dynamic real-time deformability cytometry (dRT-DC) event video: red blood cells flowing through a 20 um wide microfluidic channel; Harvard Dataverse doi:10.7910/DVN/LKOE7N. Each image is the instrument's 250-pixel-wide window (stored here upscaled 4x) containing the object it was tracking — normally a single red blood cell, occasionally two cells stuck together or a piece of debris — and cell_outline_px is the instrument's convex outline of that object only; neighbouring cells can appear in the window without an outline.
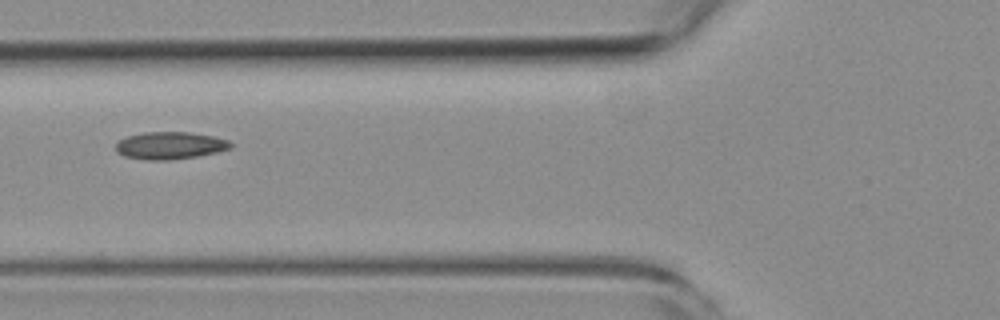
{"species": "common noctule bat (a hibernating species)", "species_latin": "Nyctalus noctula", "temperature_condition": "room temperature", "stored_images_in_passage": 9, "camera_frame_rate_fps": 3000, "um_per_image_px": 0.085, "animal": {"sex": "female", "body_mass_g": 19.3, "forearm_length_mm": 54.1}, "frame": {"image": 1, "passage_image": 7, "time_ms": 8.0, "image_size_px": [1000, 320], "cell_outline_px": [[232, 148], [216, 152], [196, 156], [172, 160], [144, 160], [124, 156], [116, 152], [116, 144], [120, 140], [128, 136], [144, 132], [188, 132], [212, 136], [228, 140], [232, 144]], "centroid_in_image_um": [14.43, 12.37], "position_along_channel_um": 111.4, "area_um2": 18.26}}
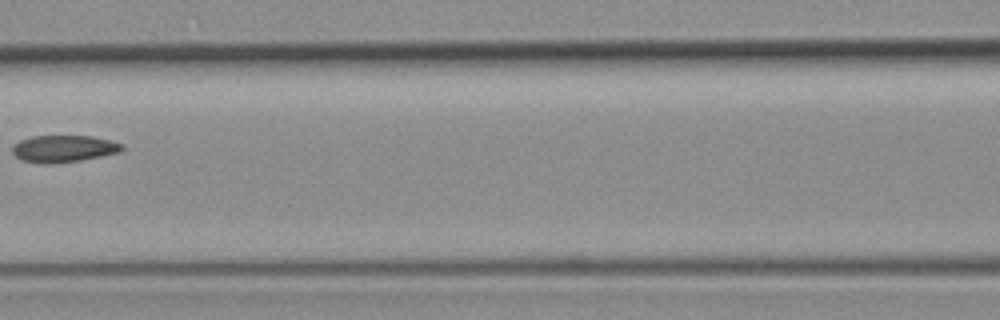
{"frame": {"image": 2, "passage_image": 8, "time_ms": 9.333, "image_size_px": [1000, 320], "cell_outline_px": [[124, 148], [120, 152], [80, 160], [48, 164], [20, 160], [12, 152], [12, 144], [20, 140], [32, 136], [92, 136], [112, 140], [124, 144]], "centroid_in_image_um": [5.41, 12.63], "position_along_channel_um": 161.2, "area_um2": 17.28}}
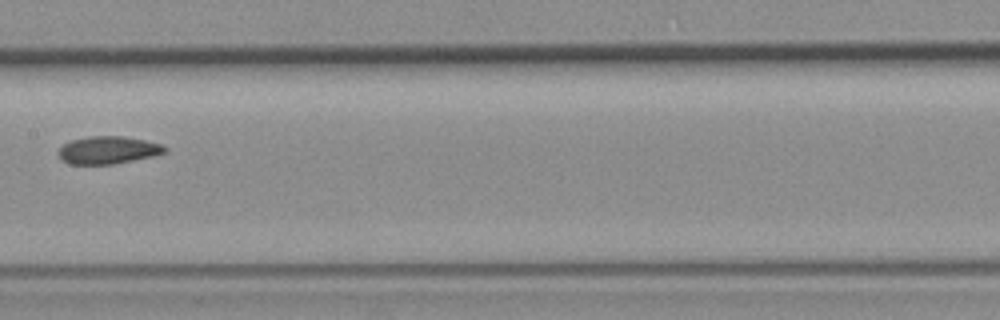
{"frame": {"image": 3, "passage_image": 9, "time_ms": 10.333, "image_size_px": [1000, 320], "cell_outline_px": [[168, 152], [152, 156], [112, 164], [68, 164], [60, 156], [60, 148], [64, 144], [72, 140], [88, 136], [124, 136], [144, 140], [160, 144], [168, 148]], "centroid_in_image_um": [9.22, 12.75], "position_along_channel_um": 198.2, "area_um2": 16.88}}